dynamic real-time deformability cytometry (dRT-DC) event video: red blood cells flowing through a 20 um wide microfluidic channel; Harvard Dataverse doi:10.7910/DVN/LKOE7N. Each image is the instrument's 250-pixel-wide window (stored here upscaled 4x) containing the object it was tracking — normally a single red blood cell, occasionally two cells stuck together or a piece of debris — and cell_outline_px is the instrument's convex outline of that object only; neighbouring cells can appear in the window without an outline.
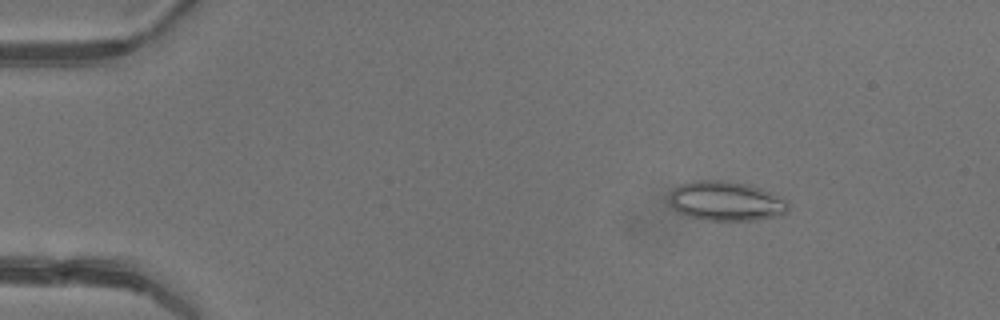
{"species": "common noctule bat (a hibernating species)", "species_latin": "Nyctalus noctula", "temperature_condition": "warm", "stored_images_in_passage": 3, "camera_frame_rate_fps": 3000, "um_per_image_px": 0.085, "animal": {"sex": "female"}, "frame": {"image": 1, "passage_image": 2, "time_ms": 1.333, "image_size_px": [1000, 320], "cell_outline_px": [[788, 212], [780, 216], [756, 220], [708, 220], [688, 216], [676, 212], [672, 208], [668, 200], [672, 192], [680, 184], [692, 180], [728, 180], [748, 184], [760, 188], [788, 200]], "centroid_in_image_um": [61.72, 17.09], "position_along_channel_um": 23.3, "area_um2": 27.69}}